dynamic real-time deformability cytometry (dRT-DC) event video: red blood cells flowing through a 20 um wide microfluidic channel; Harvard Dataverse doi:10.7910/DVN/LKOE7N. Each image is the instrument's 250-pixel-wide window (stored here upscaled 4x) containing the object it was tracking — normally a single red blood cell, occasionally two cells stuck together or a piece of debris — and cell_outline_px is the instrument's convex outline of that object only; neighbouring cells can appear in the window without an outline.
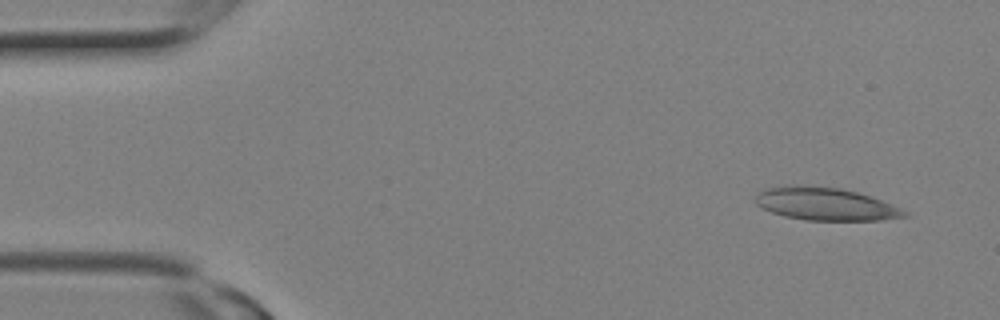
{"species": "Egyptian fruit bat (a non-hibernating species)", "species_latin": "Rousettus aegyptiacus", "temperature_condition": "room temperature", "stored_images_in_passage": 9, "camera_frame_rate_fps": 3000, "um_per_image_px": 0.085, "animal": {"sex": "female"}, "frame": {"image": 1, "passage_image": 1, "time_ms": 0.0, "image_size_px": [1000, 320], "cell_outline_px": [[908, 216], [880, 220], [804, 220], [784, 216], [760, 208], [752, 200], [756, 192], [764, 188], [840, 188], [856, 192], [880, 200], [908, 212]], "centroid_in_image_um": [70.12, 17.39], "position_along_channel_um": 14.9, "area_um2": 27.46}}
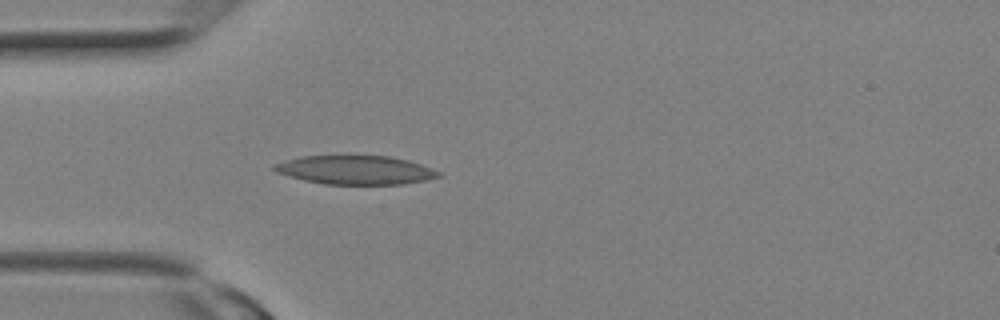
{"frame": {"image": 2, "passage_image": 6, "time_ms": 1.667, "image_size_px": [1000, 320], "cell_outline_px": [[444, 172], [440, 176], [424, 180], [404, 184], [324, 184], [304, 180], [276, 172], [272, 168], [272, 164], [304, 156], [392, 156], [408, 160]], "centroid_in_image_um": [30.25, 14.45], "position_along_channel_um": 54.8, "area_um2": 27.46}}
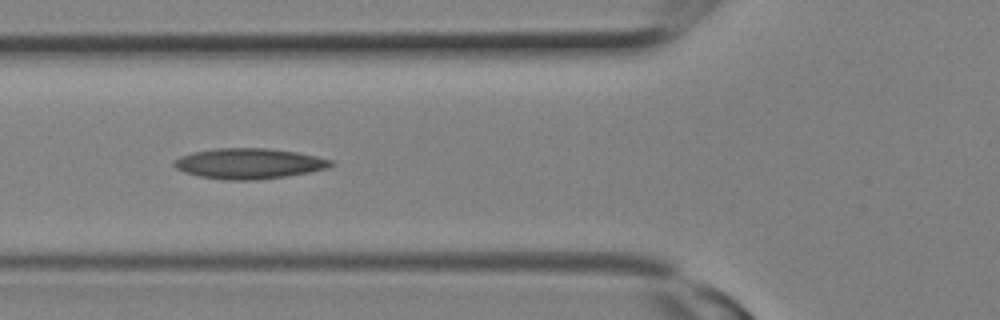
{"frame": {"image": 3, "passage_image": 8, "time_ms": 2.333, "image_size_px": [1000, 320], "cell_outline_px": [[336, 164], [328, 168], [308, 172], [284, 176], [256, 180], [228, 180], [200, 176], [184, 172], [176, 168], [172, 164], [172, 160], [180, 156], [192, 152], [216, 148], [268, 148], [296, 152], [316, 156], [332, 160]], "centroid_in_image_um": [21.14, 13.89], "position_along_channel_um": 104.7, "area_um2": 27.86}}